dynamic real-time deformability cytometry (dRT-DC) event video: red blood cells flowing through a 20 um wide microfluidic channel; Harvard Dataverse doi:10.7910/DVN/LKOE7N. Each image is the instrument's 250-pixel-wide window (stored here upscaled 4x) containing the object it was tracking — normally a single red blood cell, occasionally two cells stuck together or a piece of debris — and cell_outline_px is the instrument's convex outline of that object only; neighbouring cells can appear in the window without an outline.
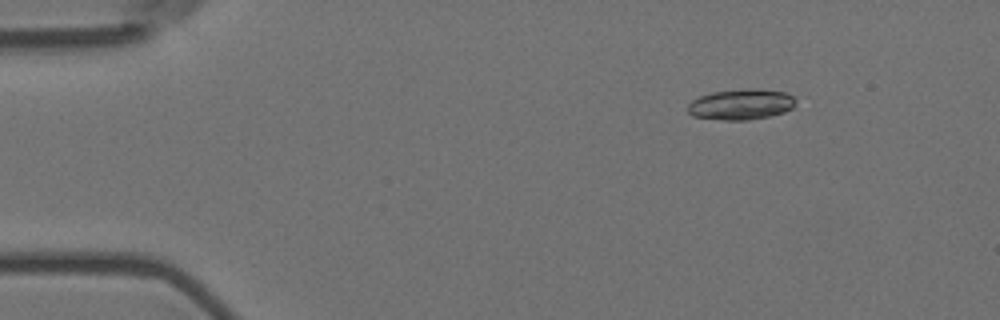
{"species": "Egyptian fruit bat (a non-hibernating species)", "species_latin": "Rousettus aegyptiacus", "temperature_condition": "room temperature", "stored_images_in_passage": 8, "camera_frame_rate_fps": 3000, "um_per_image_px": 0.085, "animal": {"sex": "female"}, "frame": {"image": 1, "passage_image": 3, "time_ms": 0.667, "image_size_px": [1000, 320], "cell_outline_px": [[796, 100], [792, 108], [784, 112], [768, 116], [748, 120], [724, 120], [692, 116], [688, 112], [688, 104], [692, 100], [700, 96], [712, 92], [748, 88], [756, 88], [784, 92], [792, 96]], "centroid_in_image_um": [62.97, 8.87], "position_along_channel_um": 22.0, "area_um2": 19.25}}
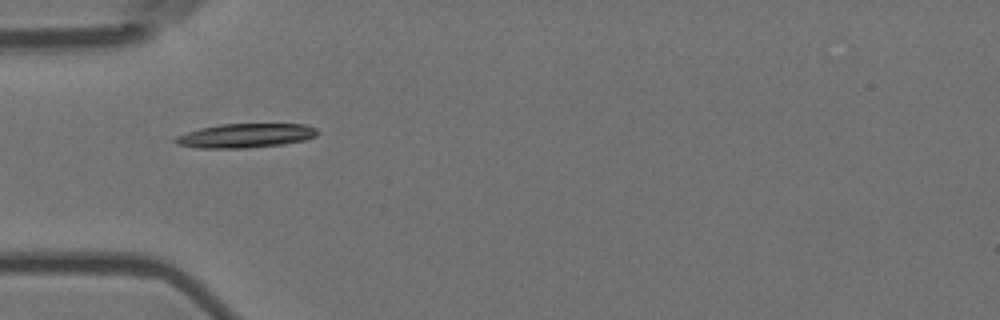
{"frame": {"image": 2, "passage_image": 6, "time_ms": 1.667, "image_size_px": [1000, 320], "cell_outline_px": [[320, 132], [316, 136], [304, 140], [284, 144], [248, 148], [196, 148], [176, 144], [172, 140], [176, 136], [200, 128], [220, 124], [304, 124], [316, 128]], "centroid_in_image_um": [20.87, 11.53], "position_along_channel_um": 64.1, "area_um2": 20.11}}
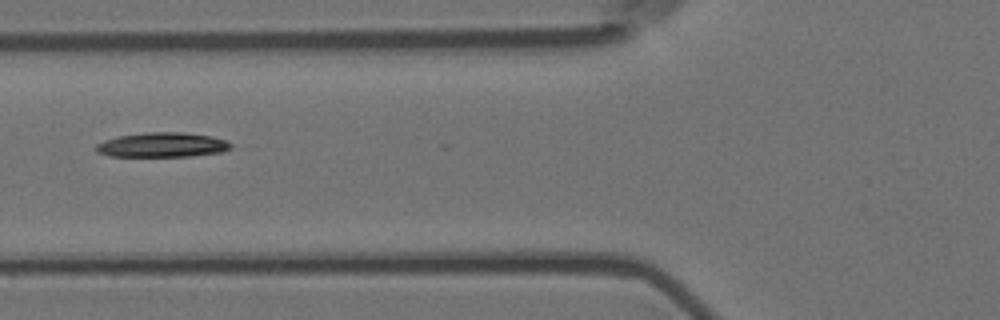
{"frame": {"image": 3, "passage_image": 7, "time_ms": 2.0, "image_size_px": [1000, 320], "cell_outline_px": [[232, 148], [220, 152], [192, 156], [108, 156], [96, 152], [96, 144], [104, 140], [120, 136], [144, 132], [184, 132], [212, 136], [228, 140], [232, 144]], "centroid_in_image_um": [13.82, 12.31], "position_along_channel_um": 112.0, "area_um2": 19.48}}